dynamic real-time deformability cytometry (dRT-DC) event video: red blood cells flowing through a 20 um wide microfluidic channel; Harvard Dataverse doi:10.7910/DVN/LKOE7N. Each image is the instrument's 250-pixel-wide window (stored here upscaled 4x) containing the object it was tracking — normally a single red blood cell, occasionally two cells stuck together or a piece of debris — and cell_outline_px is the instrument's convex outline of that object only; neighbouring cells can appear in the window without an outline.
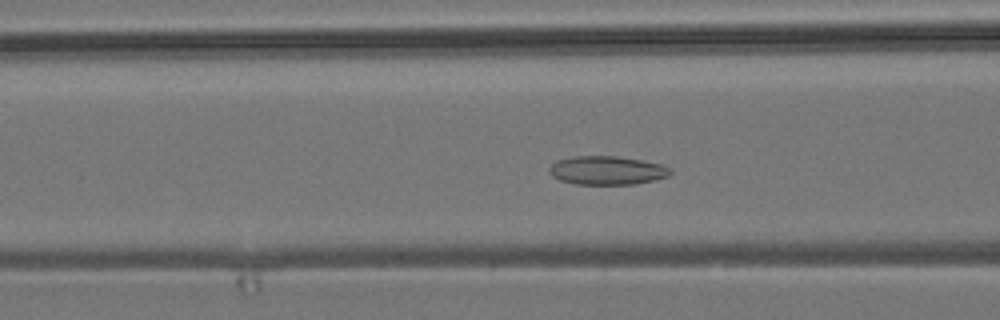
{"species": "common noctule bat (a hibernating species)", "species_latin": "Nyctalus noctula", "temperature_condition": "room temperature", "stored_images_in_passage": 53, "camera_frame_rate_fps": 3000, "um_per_image_px": 0.085, "animal": {"sex": "male", "body_mass_g": 19.2, "forearm_length_mm": 51.8}, "frame": {"image": 1, "passage_image": 19, "time_ms": 6.0, "image_size_px": [1000, 320], "cell_outline_px": [[672, 172], [668, 176], [656, 180], [636, 184], [576, 184], [560, 180], [552, 176], [548, 172], [548, 168], [556, 160], [576, 156], [616, 156], [640, 160], [660, 164], [672, 168]], "centroid_in_image_um": [51.59, 14.49], "position_along_channel_um": 115.0, "area_um2": 20.29}}
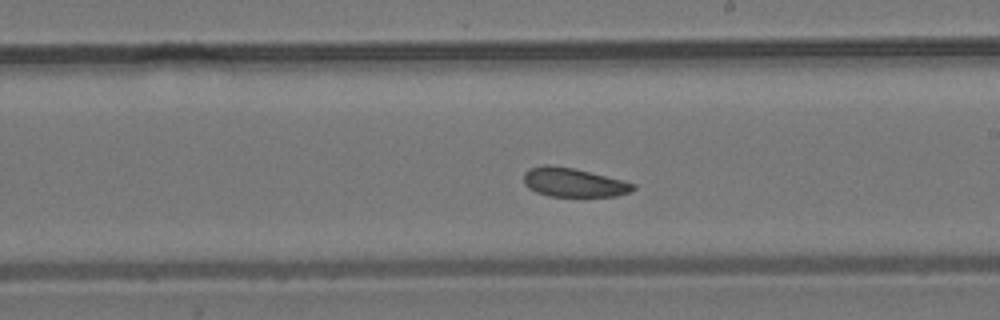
{"frame": {"image": 2, "passage_image": 29, "time_ms": 9.333, "image_size_px": [1000, 320], "cell_outline_px": [[636, 188], [632, 192], [616, 196], [548, 196], [536, 192], [528, 188], [524, 184], [524, 172], [528, 168], [544, 164], [548, 164], [572, 168], [636, 184]], "centroid_in_image_um": [48.71, 15.51], "position_along_channel_um": 240.3, "area_um2": 18.38}}
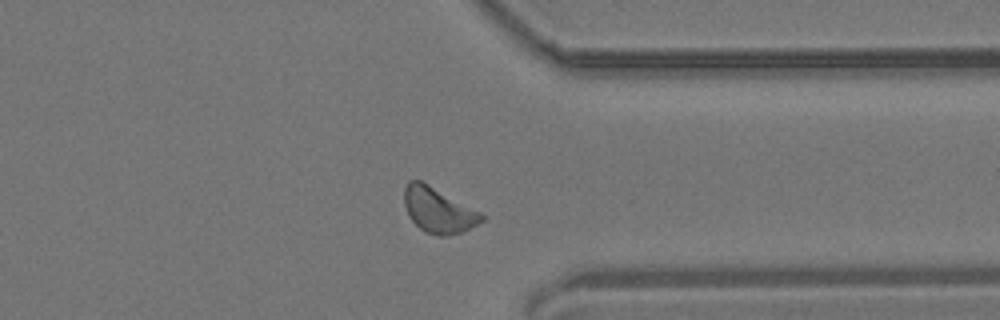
{"frame": {"image": 3, "passage_image": 40, "time_ms": 13.0, "image_size_px": [1000, 320], "cell_outline_px": [[484, 220], [460, 232], [448, 236], [440, 236], [424, 232], [408, 216], [404, 204], [404, 188], [408, 180], [420, 180], [480, 212], [484, 216]], "centroid_in_image_um": [37.21, 17.87], "position_along_channel_um": 374.2, "area_um2": 20.06}, "authors_computed_cell_mechanics": {"area_um2": 19.8254, "velocity_mm_per_s": 3.7593, "shape_relaxation_time_tau1_ms": 3.2772, "shape_relaxation_time_tau2_ms": 3.1276, "deformation_change_tau1": 0.0601, "deformation_change_tau2": 0.0774}}